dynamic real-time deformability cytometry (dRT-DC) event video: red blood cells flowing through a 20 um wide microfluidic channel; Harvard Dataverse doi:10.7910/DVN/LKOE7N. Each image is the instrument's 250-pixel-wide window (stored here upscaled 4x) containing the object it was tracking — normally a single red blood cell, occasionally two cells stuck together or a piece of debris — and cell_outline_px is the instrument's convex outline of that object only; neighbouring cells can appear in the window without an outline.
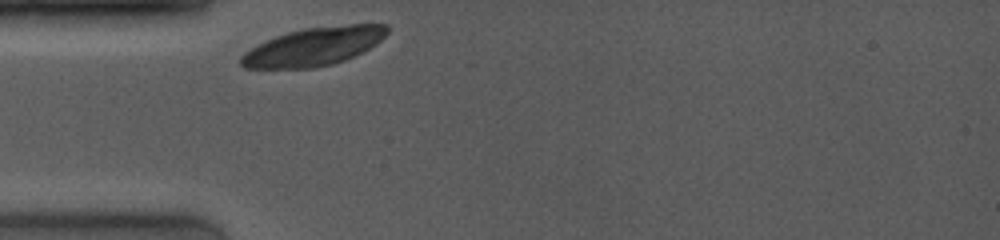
{"species": "common noctule bat (a hibernating species)", "species_latin": "Nyctalus noctula", "temperature_condition": "room temperature", "stored_images_in_passage": 22, "camera_frame_rate_fps": 4000, "um_per_image_px": 0.085, "animal": {"sex": "female", "body_mass_g": 19.0, "forearm_length_mm": 53.3}, "frame": {"image": 1, "passage_image": 1, "time_ms": 0.0, "image_size_px": [1000, 240], "cell_outline_px": [[388, 32], [376, 44], [344, 60], [332, 64], [312, 68], [244, 68], [240, 64], [240, 56], [244, 52], [276, 36], [288, 32], [304, 28], [348, 24], [388, 24]], "centroid_in_image_um": [26.66, 3.95], "position_along_channel_um": 58.3, "area_um2": 32.19}}